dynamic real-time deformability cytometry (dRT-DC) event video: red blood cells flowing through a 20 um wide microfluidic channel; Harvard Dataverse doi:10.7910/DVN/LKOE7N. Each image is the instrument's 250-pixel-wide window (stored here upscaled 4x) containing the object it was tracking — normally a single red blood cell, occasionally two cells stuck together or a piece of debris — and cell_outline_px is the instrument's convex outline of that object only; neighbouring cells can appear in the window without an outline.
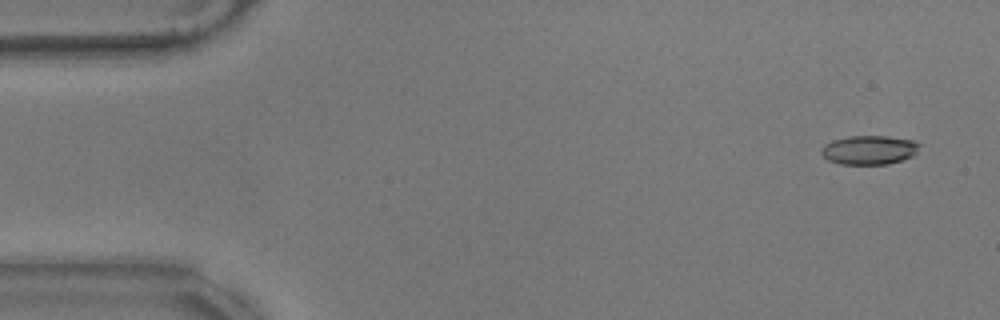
{"species": "common noctule bat (a hibernating species)", "species_latin": "Nyctalus noctula", "temperature_condition": "warm", "stored_images_in_passage": 57, "camera_frame_rate_fps": 3000, "um_per_image_px": 0.085, "animal": {"sex": "male", "body_mass_g": 17.9}, "frame": {"image": 1, "passage_image": 3, "time_ms": 0.667, "image_size_px": [1000, 320], "cell_outline_px": [[920, 144], [916, 152], [912, 156], [888, 164], [840, 164], [828, 160], [820, 152], [820, 148], [824, 144], [832, 140], [848, 136], [884, 136], [912, 140]], "centroid_in_image_um": [73.83, 12.74], "position_along_channel_um": 11.2, "area_um2": 16.53}}
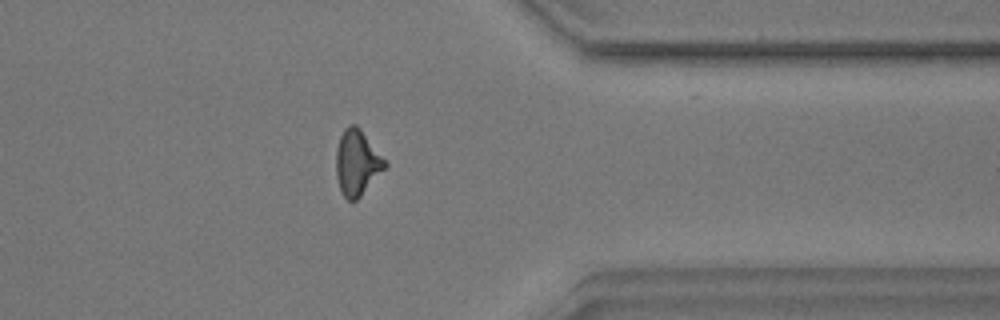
{"frame": {"image": 2, "passage_image": 45, "time_ms": 14.667, "image_size_px": [1000, 320], "cell_outline_px": [[388, 164], [360, 196], [356, 200], [348, 200], [340, 192], [336, 176], [336, 148], [340, 136], [344, 128], [348, 124], [356, 124], [360, 128]], "centroid_in_image_um": [30.31, 13.81], "position_along_channel_um": 381.1, "area_um2": 18.44}}
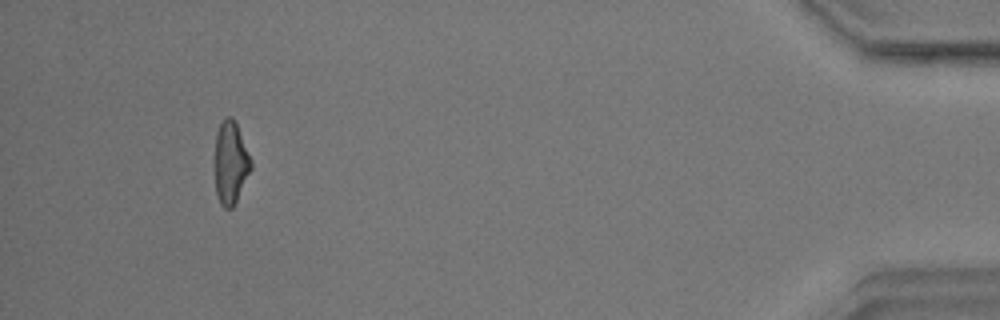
{"frame": {"image": 3, "passage_image": 53, "time_ms": 17.333, "image_size_px": [1000, 320], "cell_outline_px": [[252, 168], [232, 208], [224, 208], [220, 204], [216, 192], [216, 132], [224, 116], [232, 116], [236, 120], [252, 160]], "centroid_in_image_um": [19.63, 13.77], "position_along_channel_um": 415.6, "area_um2": 17.4}, "authors_computed_cell_mechanics": {"area_um2": 18.0336, "velocity_mm_per_s": 3.5433, "shape_relaxation_time_tau1_ms": 7.7834, "shape_relaxation_time_tau2_ms": 2.8641, "deformation_change_tau1": 0.2157, "deformation_change_tau2": 0.1163}}